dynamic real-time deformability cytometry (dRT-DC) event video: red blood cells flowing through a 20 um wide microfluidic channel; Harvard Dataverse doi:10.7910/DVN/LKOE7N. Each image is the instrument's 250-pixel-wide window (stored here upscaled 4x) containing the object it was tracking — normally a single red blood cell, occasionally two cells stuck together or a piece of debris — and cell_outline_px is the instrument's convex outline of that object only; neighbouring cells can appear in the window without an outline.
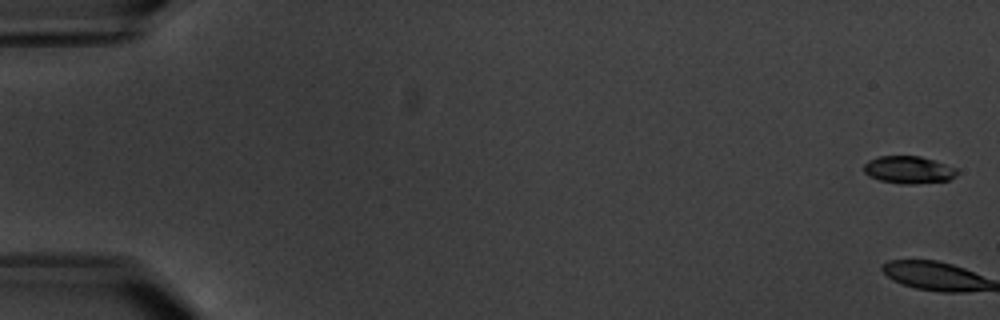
{"species": "common noctule bat (a hibernating species)", "species_latin": "Nyctalus noctula", "temperature_condition": "warm", "stored_images_in_passage": 8, "camera_frame_rate_fps": 3000, "um_per_image_px": 0.085, "animal": {"sex": "male", "body_mass_g": 20.1, "forearm_length_mm": 53.5}, "frame": {"image": 1, "passage_image": 1, "time_ms": 0.0, "image_size_px": [1000, 320], "cell_outline_px": [[960, 172], [956, 176], [948, 180], [916, 184], [900, 184], [880, 180], [868, 176], [864, 172], [864, 164], [868, 160], [880, 156], [920, 156], [956, 168]], "centroid_in_image_um": [77.22, 14.44], "position_along_channel_um": 7.8, "area_um2": 14.91}}